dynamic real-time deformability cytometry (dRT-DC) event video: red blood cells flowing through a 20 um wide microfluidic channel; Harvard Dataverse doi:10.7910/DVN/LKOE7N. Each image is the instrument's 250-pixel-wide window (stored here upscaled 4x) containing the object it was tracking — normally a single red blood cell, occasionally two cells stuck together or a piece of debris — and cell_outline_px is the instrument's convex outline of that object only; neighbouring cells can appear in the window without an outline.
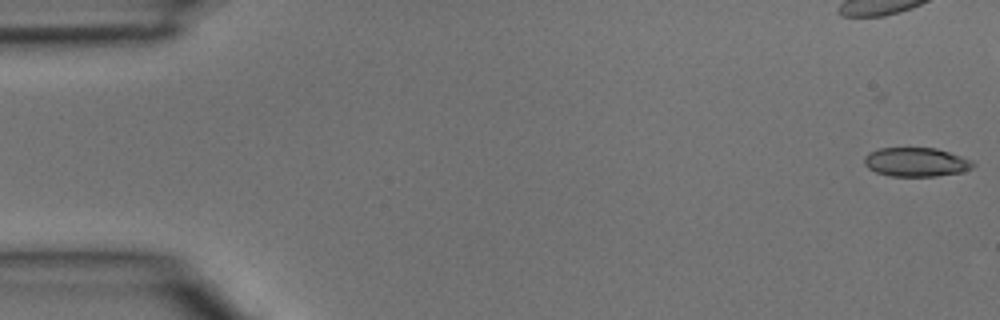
{"species": "common noctule bat (a hibernating species)", "species_latin": "Nyctalus noctula", "temperature_condition": "room temperature", "stored_images_in_passage": 5, "camera_frame_rate_fps": 3000, "um_per_image_px": 0.085, "animal": {"sex": "male", "body_mass_g": 15.6}, "frame": {"image": 1, "passage_image": 1, "time_ms": 0.0, "image_size_px": [1000, 320], "cell_outline_px": [[976, 164], [972, 168], [964, 172], [936, 176], [888, 176], [876, 172], [868, 168], [864, 164], [864, 156], [880, 148], [936, 148], [972, 160]], "centroid_in_image_um": [77.89, 13.79], "position_along_channel_um": 7.1, "area_um2": 18.38}}
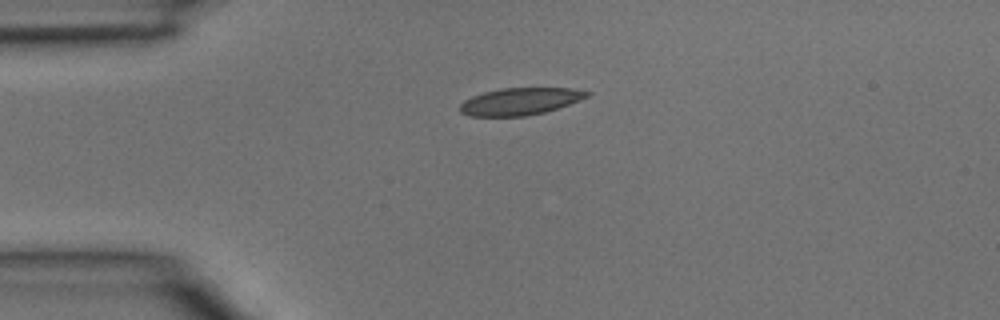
{"frame": {"image": 2, "passage_image": 5, "time_ms": 1.333, "image_size_px": [1000, 320], "cell_outline_px": [[592, 92], [588, 96], [568, 104], [544, 112], [524, 116], [468, 116], [460, 112], [460, 104], [464, 100], [472, 96], [484, 92], [500, 88], [572, 88]], "centroid_in_image_um": [44.17, 8.61], "position_along_channel_um": 40.8, "area_um2": 19.94}}